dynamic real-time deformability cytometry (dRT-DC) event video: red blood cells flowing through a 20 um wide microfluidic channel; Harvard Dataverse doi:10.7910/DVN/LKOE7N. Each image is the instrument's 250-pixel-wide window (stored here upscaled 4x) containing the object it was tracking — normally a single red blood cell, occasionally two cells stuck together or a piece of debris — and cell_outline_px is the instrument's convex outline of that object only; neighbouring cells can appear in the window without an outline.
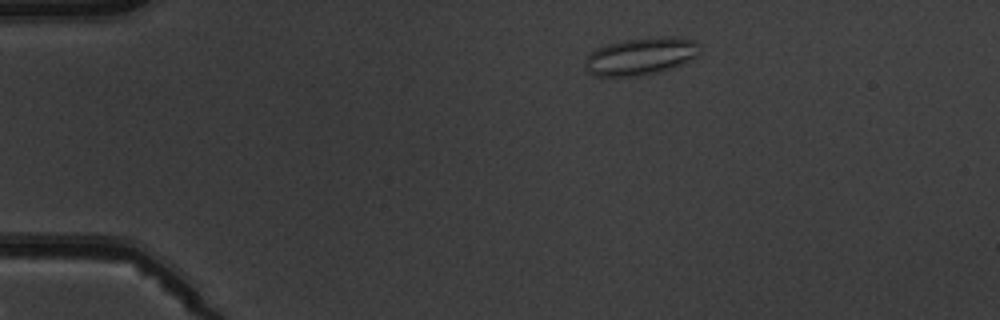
{"species": "common noctule bat (a hibernating species)", "species_latin": "Nyctalus noctula", "temperature_condition": "warm", "stored_images_in_passage": 4, "camera_frame_rate_fps": 3000, "um_per_image_px": 0.085, "animal": {"sex": "male", "body_mass_g": 19.5, "forearm_length_mm": 54.6}, "frame": {"image": 1, "passage_image": 1, "time_ms": 0.0, "image_size_px": [1000, 320], "cell_outline_px": [[700, 52], [696, 56], [672, 68], [640, 76], [592, 76], [588, 72], [584, 64], [584, 60], [596, 48], [608, 44], [624, 40], [660, 36], [676, 36], [692, 40], [700, 44]], "centroid_in_image_um": [54.46, 4.77], "position_along_channel_um": 30.5, "area_um2": 25.03}}
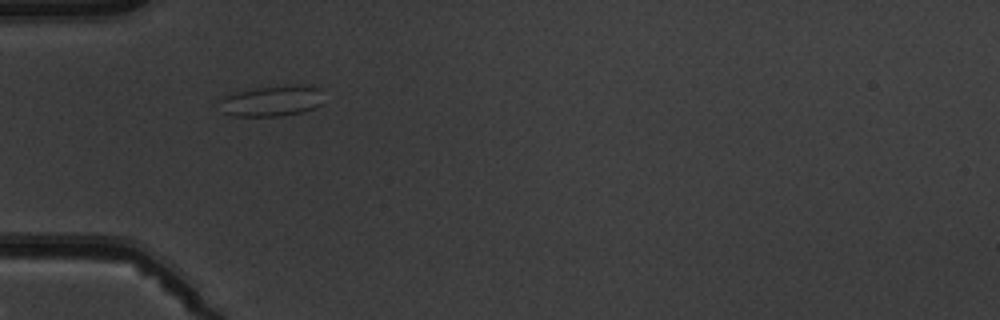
{"frame": {"image": 2, "passage_image": 3, "time_ms": 2.333, "image_size_px": [1000, 320], "cell_outline_px": [[324, 104], [316, 108], [304, 112], [284, 116], [232, 116], [220, 112], [220, 100], [236, 92], [256, 88], [320, 88]], "centroid_in_image_um": [23.08, 8.66], "position_along_channel_um": 61.9, "area_um2": 18.03}}
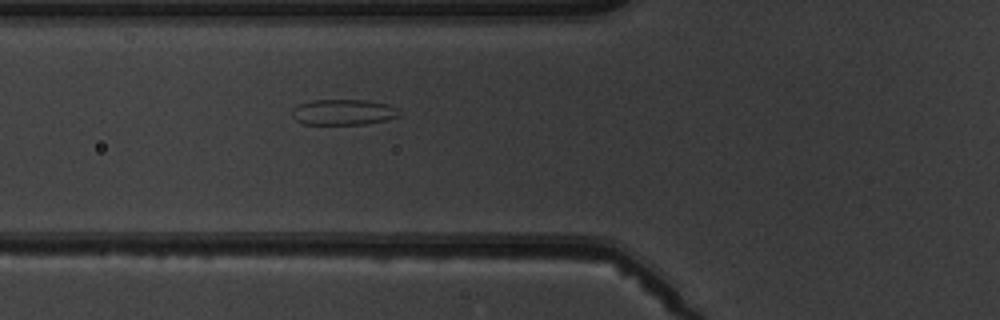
{"frame": {"image": 3, "passage_image": 4, "time_ms": 3.333, "image_size_px": [1000, 320], "cell_outline_px": [[400, 116], [384, 120], [364, 124], [304, 124], [296, 120], [292, 116], [292, 108], [296, 104], [312, 100], [368, 100], [388, 104]], "centroid_in_image_um": [29.09, 9.52], "position_along_channel_um": 96.7, "area_um2": 15.9}}